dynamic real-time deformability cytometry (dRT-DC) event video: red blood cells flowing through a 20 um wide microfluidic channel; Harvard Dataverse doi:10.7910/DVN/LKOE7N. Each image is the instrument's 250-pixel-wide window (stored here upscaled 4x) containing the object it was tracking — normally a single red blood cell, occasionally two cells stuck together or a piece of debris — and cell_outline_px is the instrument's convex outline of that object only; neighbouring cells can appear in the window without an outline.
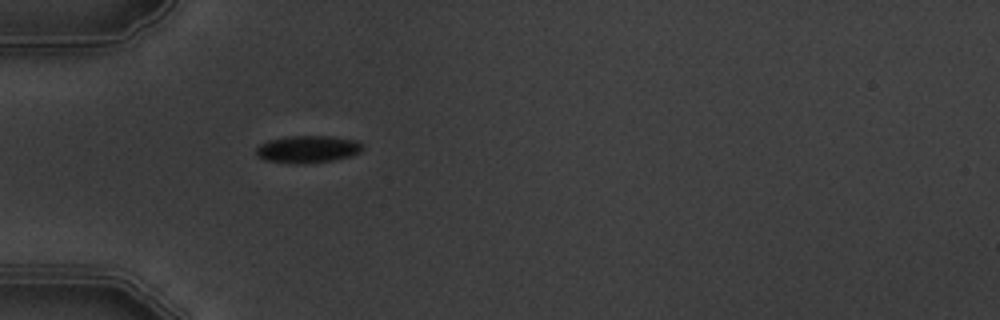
{"species": "common noctule bat (a hibernating species)", "species_latin": "Nyctalus noctula", "temperature_condition": "warm", "stored_images_in_passage": 1, "camera_frame_rate_fps": 3000, "um_per_image_px": 0.085, "animal": {"sex": "male", "body_mass_g": 19.5, "forearm_length_mm": 54.6}, "frame": {"image": 1, "passage_image": 1, "time_ms": 0.0, "image_size_px": [1000, 320], "cell_outline_px": [[364, 148], [360, 152], [348, 156], [332, 160], [304, 164], [288, 164], [264, 160], [256, 156], [256, 148], [260, 144], [268, 140], [288, 136], [332, 136], [356, 140]], "centroid_in_image_um": [26.1, 12.69], "position_along_channel_um": 58.9, "area_um2": 17.05}}